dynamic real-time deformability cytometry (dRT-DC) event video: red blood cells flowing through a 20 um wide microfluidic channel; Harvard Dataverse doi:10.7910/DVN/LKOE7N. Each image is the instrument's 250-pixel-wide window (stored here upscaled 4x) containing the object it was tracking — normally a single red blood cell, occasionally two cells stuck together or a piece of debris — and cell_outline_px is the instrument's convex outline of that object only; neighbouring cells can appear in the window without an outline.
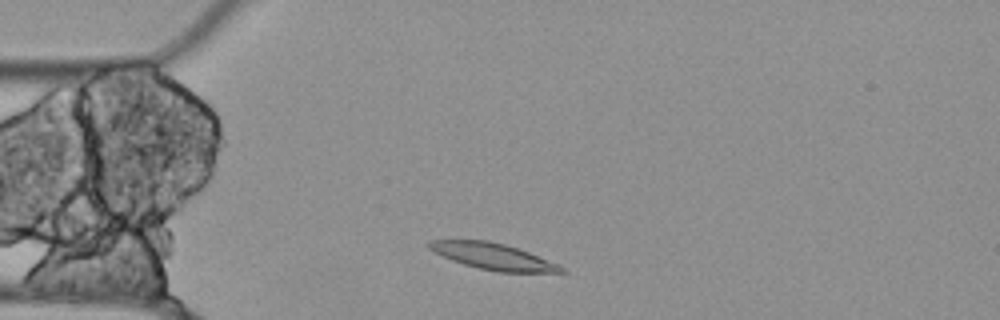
{"species": "Egyptian fruit bat (a non-hibernating species)", "species_latin": "Rousettus aegyptiacus", "temperature_condition": "cold", "stored_images_in_passage": 45, "camera_frame_rate_fps": 3000, "um_per_image_px": 0.085, "animal": {"sex": "female"}, "frame": {"image": 1, "passage_image": 3, "time_ms": 0.667, "image_size_px": [1000, 320], "cell_outline_px": [[568, 272], [500, 272], [480, 268], [464, 264], [452, 260], [428, 248], [428, 240], [488, 240], [504, 244], [528, 252], [560, 264]], "centroid_in_image_um": [41.94, 21.79], "position_along_channel_um": 43.1, "area_um2": 20.0}}
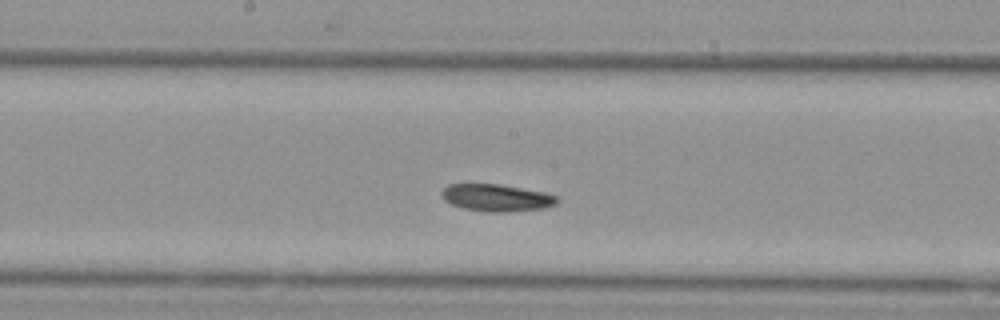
{"frame": {"image": 2, "passage_image": 18, "time_ms": 5.667, "image_size_px": [1000, 320], "cell_outline_px": [[560, 200], [556, 204], [544, 208], [500, 212], [488, 212], [464, 208], [452, 204], [444, 200], [440, 192], [448, 184], [500, 184], [544, 192], [556, 196]], "centroid_in_image_um": [42.2, 16.8], "position_along_channel_um": 206.0, "area_um2": 18.15}}
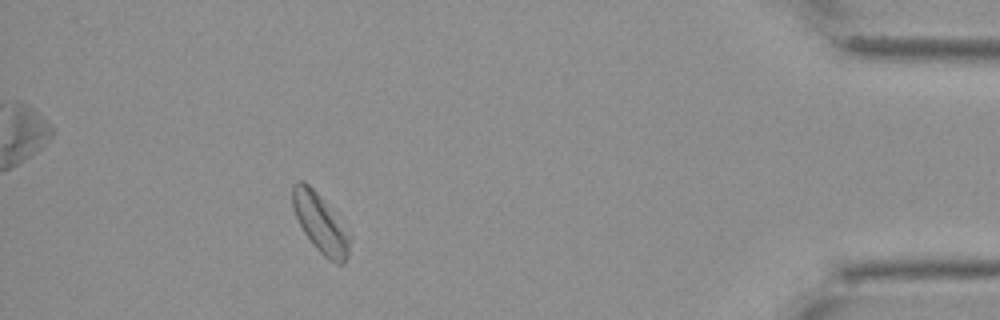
{"frame": {"image": 3, "passage_image": 40, "time_ms": 13.0, "image_size_px": [1000, 320], "cell_outline_px": [[348, 256], [344, 264], [336, 264], [324, 256], [312, 244], [304, 232], [292, 208], [292, 184], [296, 180], [304, 180], [316, 192], [348, 236]], "centroid_in_image_um": [27.14, 18.97], "position_along_channel_um": 408.1, "area_um2": 18.55}}